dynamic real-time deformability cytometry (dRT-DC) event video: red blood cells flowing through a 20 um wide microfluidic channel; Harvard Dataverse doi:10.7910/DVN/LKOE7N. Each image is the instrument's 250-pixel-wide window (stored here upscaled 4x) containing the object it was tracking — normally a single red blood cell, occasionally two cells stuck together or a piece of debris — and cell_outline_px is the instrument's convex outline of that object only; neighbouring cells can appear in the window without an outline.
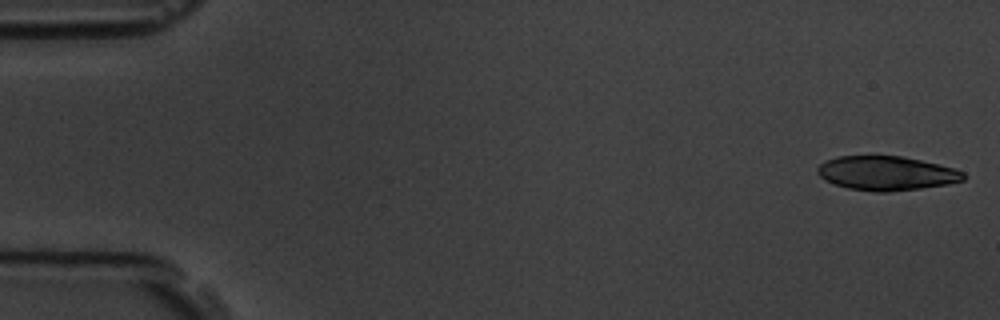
{"species": "common noctule bat (a hibernating species)", "species_latin": "Nyctalus noctula", "temperature_condition": "room temperature", "stored_images_in_passage": 9, "camera_frame_rate_fps": 3000, "um_per_image_px": 0.085, "animal": {"sex": "male", "body_mass_g": 19.5, "forearm_length_mm": 54.6}, "frame": {"image": 1, "passage_image": 1, "time_ms": 0.0, "image_size_px": [1000, 320], "cell_outline_px": [[968, 176], [964, 180], [948, 184], [920, 188], [888, 192], [876, 192], [848, 188], [836, 184], [820, 176], [816, 172], [816, 168], [824, 160], [836, 156], [904, 156], [952, 168], [964, 172]], "centroid_in_image_um": [75.34, 14.72], "position_along_channel_um": 9.7, "area_um2": 29.02}}
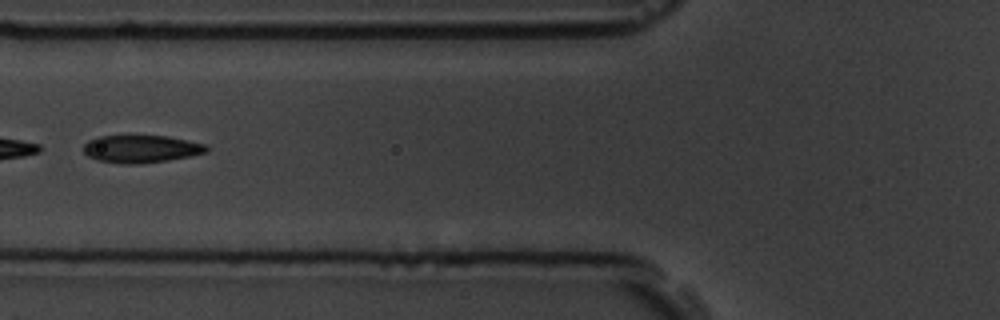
{"frame": {"image": 2, "passage_image": 6, "time_ms": 6.667, "image_size_px": [1000, 320], "cell_outline_px": [[208, 152], [168, 160], [140, 164], [124, 164], [100, 160], [88, 156], [84, 152], [84, 144], [88, 140], [96, 136], [128, 132], [168, 136], [208, 144]], "centroid_in_image_um": [11.97, 12.59], "position_along_channel_um": 113.8, "area_um2": 20.81}}
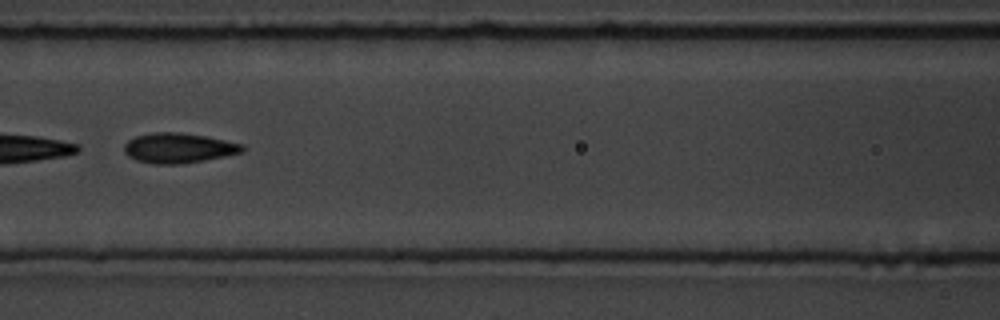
{"frame": {"image": 3, "passage_image": 7, "time_ms": 7.667, "image_size_px": [1000, 320], "cell_outline_px": [[248, 148], [244, 152], [224, 156], [180, 164], [152, 164], [136, 160], [128, 156], [124, 152], [124, 144], [128, 140], [136, 136], [152, 132], [180, 132], [204, 136], [244, 144]], "centroid_in_image_um": [15.18, 12.58], "position_along_channel_um": 151.4, "area_um2": 20.75}}